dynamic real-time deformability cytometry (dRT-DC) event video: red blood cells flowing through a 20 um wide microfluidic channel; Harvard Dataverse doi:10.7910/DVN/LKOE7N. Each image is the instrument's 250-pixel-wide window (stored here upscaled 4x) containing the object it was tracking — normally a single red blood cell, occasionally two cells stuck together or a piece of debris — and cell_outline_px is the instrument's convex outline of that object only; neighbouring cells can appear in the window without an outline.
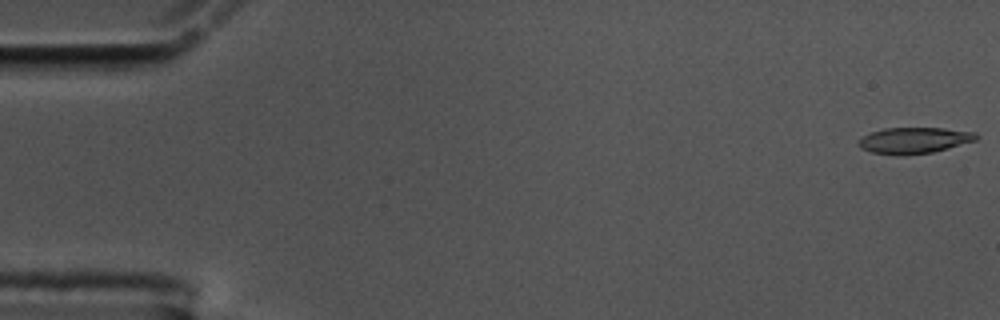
{"species": "common noctule bat (a hibernating species)", "species_latin": "Nyctalus noctula", "temperature_condition": "cold", "stored_images_in_passage": 9, "camera_frame_rate_fps": 3000, "um_per_image_px": 0.085, "animal": {"sex": "male", "body_mass_g": 17.5, "forearm_length_mm": 52.3}, "frame": {"image": 1, "passage_image": 1, "time_ms": 0.0, "image_size_px": [1000, 320], "cell_outline_px": [[980, 136], [976, 140], [948, 148], [932, 152], [904, 156], [900, 156], [872, 152], [860, 148], [860, 140], [864, 136], [872, 132], [884, 128], [944, 128], [976, 132]], "centroid_in_image_um": [77.74, 11.93], "position_along_channel_um": 7.3, "area_um2": 17.86}}